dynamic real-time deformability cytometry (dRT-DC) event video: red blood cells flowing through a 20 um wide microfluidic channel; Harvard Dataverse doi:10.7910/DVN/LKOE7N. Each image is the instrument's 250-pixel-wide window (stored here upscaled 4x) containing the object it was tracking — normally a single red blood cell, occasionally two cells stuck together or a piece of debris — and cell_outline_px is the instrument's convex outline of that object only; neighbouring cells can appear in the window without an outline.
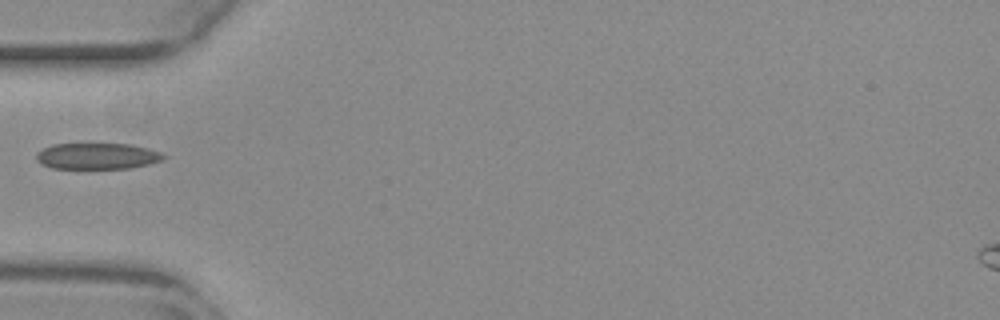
{"species": "common noctule bat (a hibernating species)", "species_latin": "Nyctalus noctula", "temperature_condition": "warm", "stored_images_in_passage": 36, "camera_frame_rate_fps": 3000, "um_per_image_px": 0.085, "animal": {"sex": "female", "body_mass_g": 29.2, "forearm_length_mm": 56.3}, "frame": {"image": 1, "passage_image": 1, "time_ms": 0.0, "image_size_px": [1000, 320], "cell_outline_px": [[168, 156], [160, 160], [148, 164], [128, 168], [52, 168], [40, 164], [36, 160], [36, 152], [52, 144], [132, 144], [148, 148], [160, 152]], "centroid_in_image_um": [8.24, 13.26], "position_along_channel_um": 76.8, "area_um2": 19.36}}
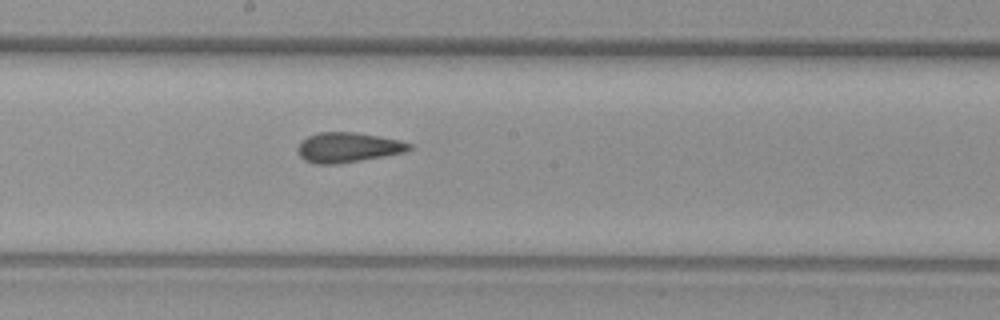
{"frame": {"image": 2, "passage_image": 12, "time_ms": 3.667, "image_size_px": [1000, 320], "cell_outline_px": [[412, 148], [404, 152], [384, 156], [340, 164], [316, 164], [304, 160], [300, 156], [296, 148], [308, 136], [320, 132], [356, 132], [380, 136], [400, 140], [412, 144]], "centroid_in_image_um": [29.58, 12.53], "position_along_channel_um": 218.6, "area_um2": 19.48}}
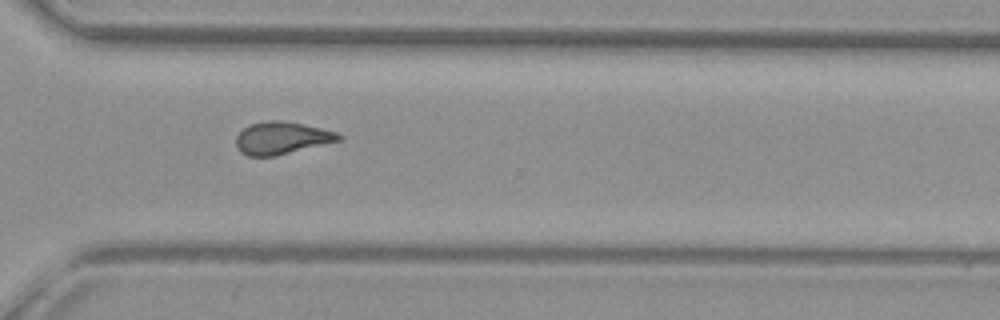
{"frame": {"image": 3, "passage_image": 22, "time_ms": 7.0, "image_size_px": [1000, 320], "cell_outline_px": [[344, 140], [276, 156], [248, 156], [240, 152], [236, 148], [236, 136], [248, 124], [272, 120], [284, 120], [304, 124], [336, 132], [344, 136]], "centroid_in_image_um": [23.97, 11.74], "position_along_channel_um": 346.6, "area_um2": 19.71}}